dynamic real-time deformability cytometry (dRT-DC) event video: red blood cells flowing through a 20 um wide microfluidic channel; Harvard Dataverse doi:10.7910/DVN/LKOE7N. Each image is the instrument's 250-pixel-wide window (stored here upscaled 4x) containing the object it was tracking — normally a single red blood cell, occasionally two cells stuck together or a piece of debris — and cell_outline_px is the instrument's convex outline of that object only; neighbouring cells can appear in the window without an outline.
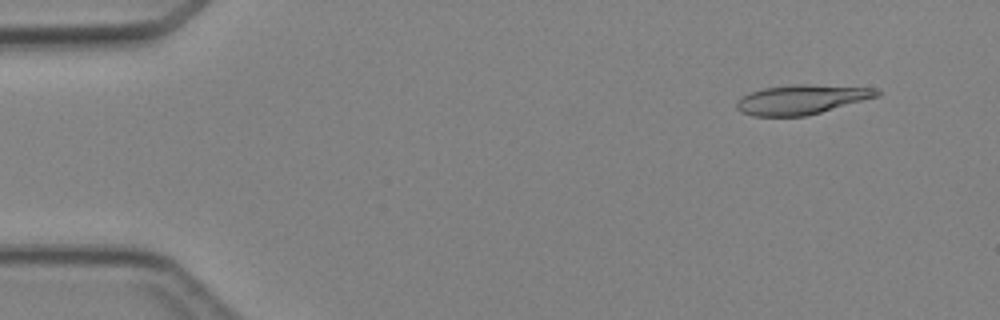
{"species": "Egyptian fruit bat (a non-hibernating species)", "species_latin": "Rousettus aegyptiacus", "temperature_condition": "cold", "stored_images_in_passage": 5, "camera_frame_rate_fps": 3000, "um_per_image_px": 0.085, "animal": {"sex": "female"}, "frame": {"image": 1, "passage_image": 1, "time_ms": 0.0, "image_size_px": [1000, 320], "cell_outline_px": [[880, 96], [808, 116], [752, 116], [740, 112], [736, 108], [736, 104], [740, 96], [764, 88], [792, 84], [808, 84], [876, 88], [880, 92]], "centroid_in_image_um": [68.13, 8.46], "position_along_channel_um": 16.9, "area_um2": 24.33}}
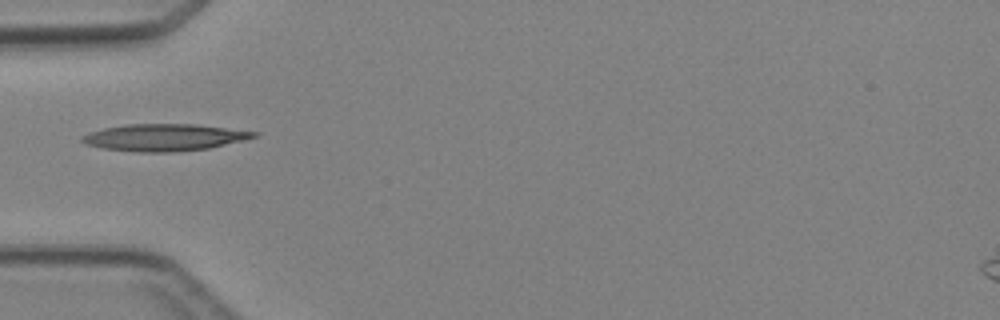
{"frame": {"image": 2, "passage_image": 4, "time_ms": 3.667, "image_size_px": [1000, 320], "cell_outline_px": [[260, 132], [256, 136], [244, 140], [208, 148], [176, 152], [140, 152], [100, 148], [84, 144], [80, 140], [80, 136], [88, 132], [104, 128], [124, 124], [196, 124]], "centroid_in_image_um": [13.91, 11.68], "position_along_channel_um": 71.1, "area_um2": 27.17}}
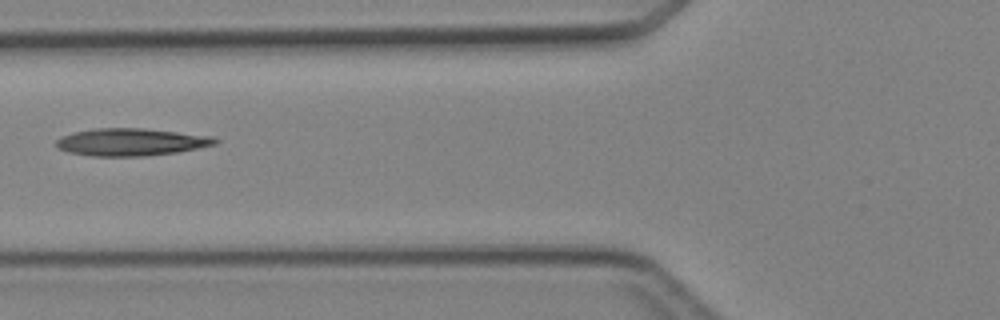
{"frame": {"image": 3, "passage_image": 5, "time_ms": 4.667, "image_size_px": [1000, 320], "cell_outline_px": [[220, 140], [216, 144], [176, 152], [144, 156], [92, 156], [68, 152], [60, 148], [56, 144], [56, 140], [72, 132], [92, 128], [144, 128], [216, 136]], "centroid_in_image_um": [11.18, 12.06], "position_along_channel_um": 114.6, "area_um2": 25.43}}